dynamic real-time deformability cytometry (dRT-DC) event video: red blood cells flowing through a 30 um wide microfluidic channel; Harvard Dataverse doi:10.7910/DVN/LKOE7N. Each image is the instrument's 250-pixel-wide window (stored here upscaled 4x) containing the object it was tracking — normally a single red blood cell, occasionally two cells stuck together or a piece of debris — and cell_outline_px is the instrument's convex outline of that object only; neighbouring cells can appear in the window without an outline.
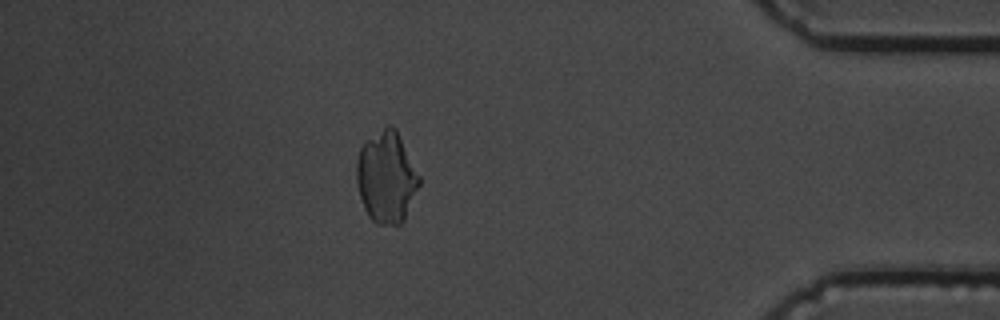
{"species": "common noctule bat (a hibernating species)", "species_latin": "Nyctalus noctula", "temperature_condition": "cold", "stored_images_in_passage": 52, "camera_frame_rate_fps": 3000, "um_per_image_px": 0.085, "animal": {"sex": "male", "body_mass_g": 19.5, "forearm_length_mm": 54.6}, "frame": {"image": 1, "passage_image": 48, "time_ms": 15.667, "image_size_px": [1000, 320], "cell_outline_px": [[420, 184], [404, 220], [400, 224], [376, 224], [368, 216], [364, 208], [360, 196], [356, 180], [356, 164], [360, 148], [368, 140], [388, 124], [392, 124], [396, 128], [420, 176]], "centroid_in_image_um": [32.85, 15.07], "position_along_channel_um": 402.3, "area_um2": 33.23}}